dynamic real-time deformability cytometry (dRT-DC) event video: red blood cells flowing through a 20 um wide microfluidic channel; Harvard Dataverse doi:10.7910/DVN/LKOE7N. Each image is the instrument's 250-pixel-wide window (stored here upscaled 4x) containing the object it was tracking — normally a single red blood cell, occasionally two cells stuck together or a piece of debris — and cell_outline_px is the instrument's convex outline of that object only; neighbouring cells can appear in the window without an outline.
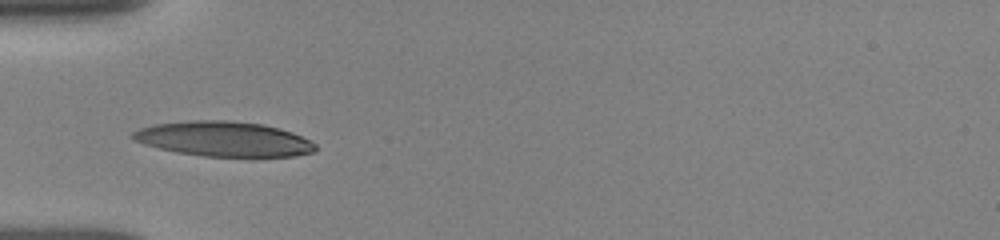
{"species": "human", "species_latin": "Homo sapiens", "temperature_condition": "room temperature", "stored_images_in_passage": 42, "camera_frame_rate_fps": 3000, "um_per_image_px": 0.085, "donor": {"sex": "female"}, "frame": {"image": 1, "passage_image": 1, "time_ms": 0.0, "image_size_px": [1000, 240], "cell_outline_px": [[316, 152], [296, 156], [204, 156], [176, 152], [144, 144], [132, 140], [128, 136], [132, 132], [140, 128], [152, 124], [192, 120], [228, 120], [264, 124], [280, 128], [292, 132], [316, 144]], "centroid_in_image_um": [18.99, 11.8], "position_along_channel_um": 66.0, "area_um2": 37.34}}
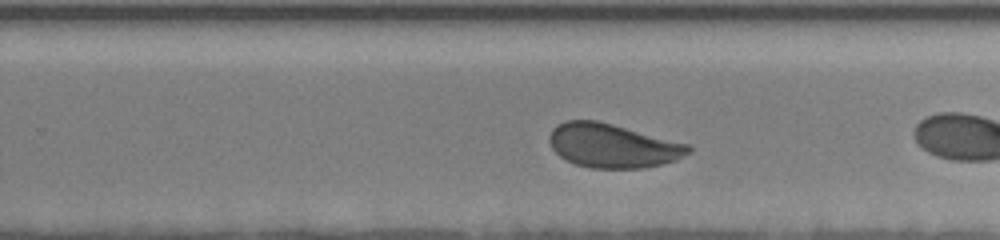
{"frame": {"image": 2, "passage_image": 29, "time_ms": 4.667, "image_size_px": [1000, 240], "cell_outline_px": [[692, 152], [676, 160], [644, 168], [592, 168], [576, 164], [564, 160], [552, 148], [548, 140], [548, 136], [552, 128], [556, 124], [564, 120], [596, 120], [612, 124], [688, 144], [692, 148]], "centroid_in_image_um": [52.04, 12.38], "position_along_channel_um": 277.8, "area_um2": 35.66}}
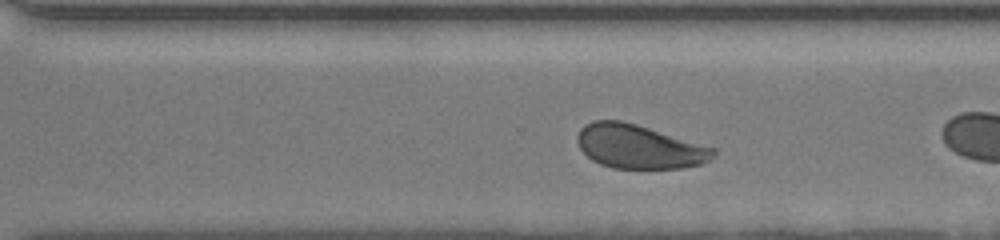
{"frame": {"image": 3, "passage_image": 35, "time_ms": 5.667, "image_size_px": [1000, 240], "cell_outline_px": [[716, 156], [700, 164], [684, 168], [612, 168], [600, 164], [592, 160], [580, 148], [576, 140], [576, 136], [580, 128], [584, 124], [592, 120], [620, 120], [636, 124], [716, 148]], "centroid_in_image_um": [54.3, 12.46], "position_along_channel_um": 316.3, "area_um2": 34.85}}